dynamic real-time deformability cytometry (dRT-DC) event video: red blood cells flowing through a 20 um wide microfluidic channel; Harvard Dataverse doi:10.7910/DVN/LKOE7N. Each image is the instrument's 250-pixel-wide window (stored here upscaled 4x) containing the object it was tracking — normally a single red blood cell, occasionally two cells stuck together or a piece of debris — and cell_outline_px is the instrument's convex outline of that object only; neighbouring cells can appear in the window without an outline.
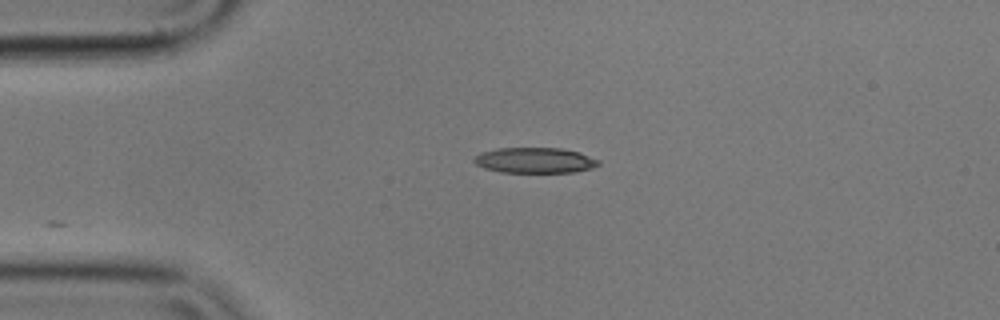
{"species": "common noctule bat (a hibernating species)", "species_latin": "Nyctalus noctula", "temperature_condition": "cold", "stored_images_in_passage": 25, "camera_frame_rate_fps": 3000, "um_per_image_px": 0.085, "animal": {"sex": "male", "body_mass_g": 17.9}, "frame": {"image": 1, "passage_image": 1, "time_ms": 0.0, "image_size_px": [1000, 320], "cell_outline_px": [[600, 164], [592, 168], [576, 172], [500, 172], [484, 168], [476, 164], [472, 160], [480, 152], [496, 148], [560, 148], [580, 152], [600, 160]], "centroid_in_image_um": [45.47, 13.62], "position_along_channel_um": 39.5, "area_um2": 18.61}}
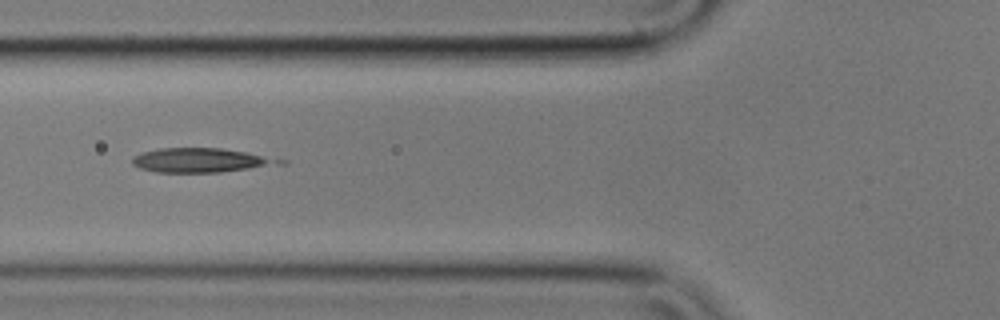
{"frame": {"image": 2, "passage_image": 9, "time_ms": 2.667, "image_size_px": [1000, 320], "cell_outline_px": [[268, 160], [264, 164], [248, 168], [220, 172], [156, 172], [140, 168], [132, 164], [132, 156], [140, 152], [160, 148], [220, 148], [244, 152], [260, 156]], "centroid_in_image_um": [16.61, 13.61], "position_along_channel_um": 109.2, "area_um2": 19.36}}
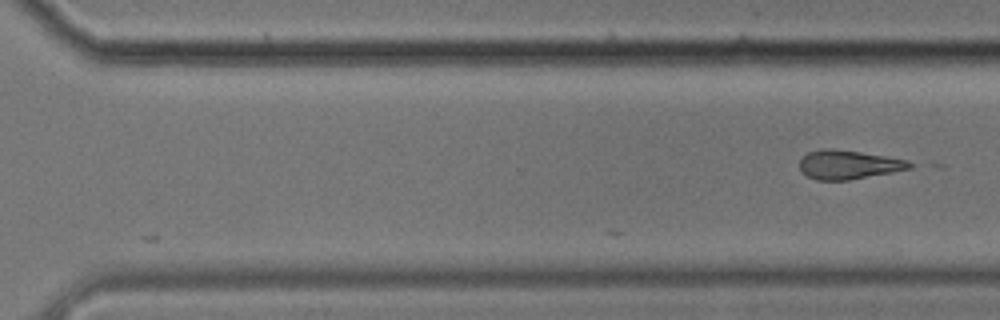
{"frame": {"image": 3, "passage_image": 25, "time_ms": 8.0, "image_size_px": [1000, 320], "cell_outline_px": [[916, 164], [912, 168], [892, 172], [848, 180], [816, 180], [800, 172], [800, 160], [808, 152], [824, 148], [832, 148], [860, 152], [908, 160]], "centroid_in_image_um": [72.12, 13.99], "position_along_channel_um": 298.5, "area_um2": 18.55}}